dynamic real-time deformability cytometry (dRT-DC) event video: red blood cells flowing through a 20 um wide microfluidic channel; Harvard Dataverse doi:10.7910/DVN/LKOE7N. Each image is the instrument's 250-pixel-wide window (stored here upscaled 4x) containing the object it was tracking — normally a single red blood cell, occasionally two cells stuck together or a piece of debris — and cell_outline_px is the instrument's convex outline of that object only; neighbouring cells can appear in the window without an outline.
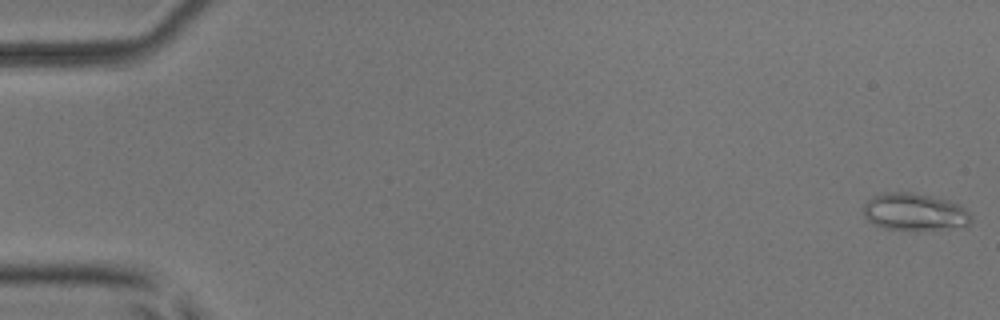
{"species": "common noctule bat (a hibernating species)", "species_latin": "Nyctalus noctula", "temperature_condition": "room temperature", "stored_images_in_passage": 4, "camera_frame_rate_fps": 3000, "um_per_image_px": 0.085, "animal": {"sex": "male", "body_mass_g": 17.9, "forearm_length_mm": 54.2}, "frame": {"image": 1, "passage_image": 1, "time_ms": 0.0, "image_size_px": [1000, 320], "cell_outline_px": [[972, 220], [968, 228], [884, 228], [872, 224], [864, 216], [864, 204], [872, 196], [884, 192], [912, 192], [932, 196], [948, 200], [960, 204], [972, 216]], "centroid_in_image_um": [77.77, 17.99], "position_along_channel_um": 7.2, "area_um2": 23.29}}